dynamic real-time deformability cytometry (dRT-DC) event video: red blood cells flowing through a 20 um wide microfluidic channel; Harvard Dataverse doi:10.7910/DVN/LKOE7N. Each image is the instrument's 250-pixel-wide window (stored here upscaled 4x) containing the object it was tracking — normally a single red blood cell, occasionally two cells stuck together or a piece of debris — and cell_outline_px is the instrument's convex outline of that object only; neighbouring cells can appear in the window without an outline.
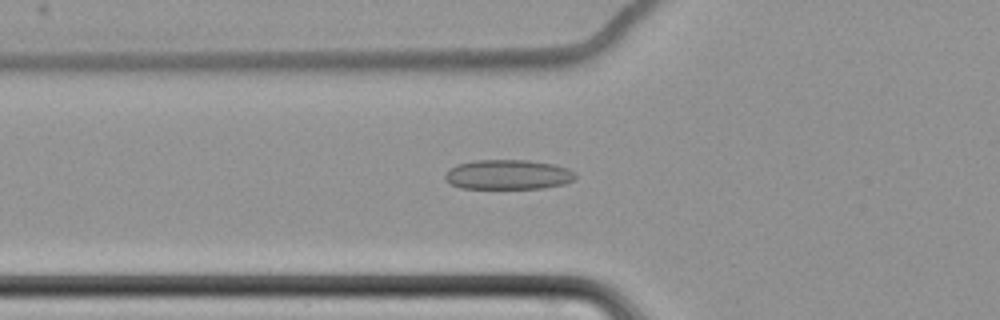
{"species": "common noctule bat (a hibernating species)", "species_latin": "Nyctalus noctula", "temperature_condition": "cold", "stored_images_in_passage": 63, "camera_frame_rate_fps": 3000, "um_per_image_px": 0.085, "animal": {"sex": "female", "body_mass_g": 22.7, "forearm_length_mm": 54.2}, "frame": {"image": 1, "passage_image": 25, "time_ms": 8.0, "image_size_px": [1000, 320], "cell_outline_px": [[576, 176], [572, 180], [564, 184], [544, 188], [460, 188], [444, 180], [444, 176], [448, 168], [456, 164], [472, 160], [528, 160], [556, 164], [568, 168], [576, 172]], "centroid_in_image_um": [43.17, 14.83], "position_along_channel_um": 82.6, "area_um2": 22.89}}
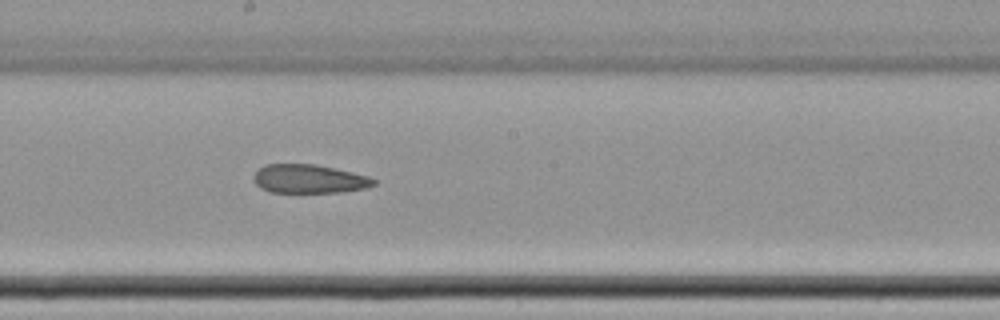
{"frame": {"image": 2, "passage_image": 37, "time_ms": 12.0, "image_size_px": [1000, 320], "cell_outline_px": [[376, 184], [364, 188], [340, 192], [268, 192], [260, 188], [252, 180], [252, 176], [264, 164], [316, 164], [352, 172], [368, 176], [376, 180]], "centroid_in_image_um": [26.23, 15.2], "position_along_channel_um": 222.0, "area_um2": 20.11}}
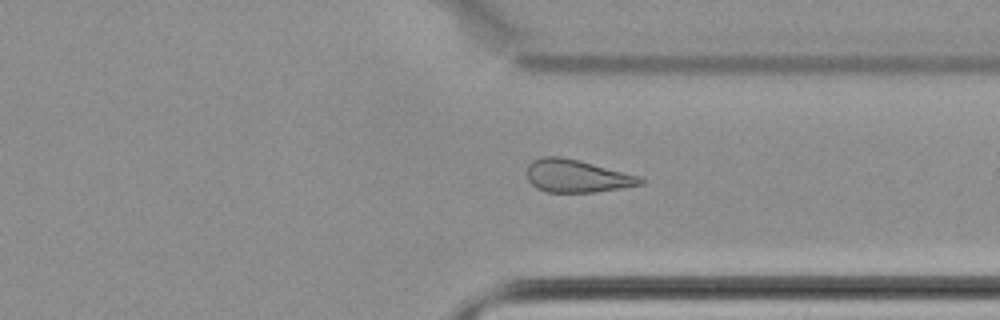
{"frame": {"image": 3, "passage_image": 49, "time_ms": 16.0, "image_size_px": [1000, 320], "cell_outline_px": [[644, 184], [624, 188], [592, 192], [544, 192], [536, 188], [528, 180], [528, 164], [532, 160], [544, 156], [560, 156], [580, 160], [640, 176], [644, 180]], "centroid_in_image_um": [49.04, 14.96], "position_along_channel_um": 362.4, "area_um2": 21.79}, "authors_computed_cell_mechanics": {"area_um2": 23.2356, "velocity_mm_per_s": 3.4903, "shape_relaxation_time_tau1_ms": null, "shape_relaxation_time_tau2_ms": 10.1699, "deformation_change_tau1": null, "deformation_change_tau2": 0.2018}}